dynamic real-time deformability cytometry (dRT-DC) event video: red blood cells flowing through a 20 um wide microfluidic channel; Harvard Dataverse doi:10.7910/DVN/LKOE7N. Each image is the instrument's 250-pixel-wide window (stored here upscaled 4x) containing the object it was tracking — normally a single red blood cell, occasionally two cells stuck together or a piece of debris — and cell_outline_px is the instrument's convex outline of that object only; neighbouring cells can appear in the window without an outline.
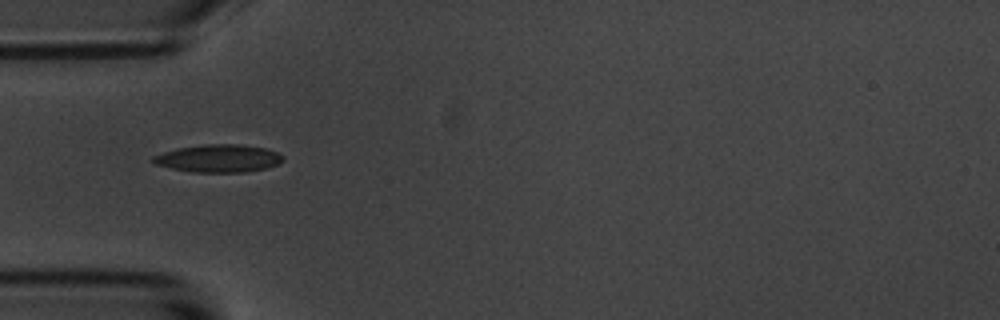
{"species": "common noctule bat (a hibernating species)", "species_latin": "Nyctalus noctula", "temperature_condition": "room temperature", "stored_images_in_passage": 8, "camera_frame_rate_fps": 3000, "um_per_image_px": 0.085, "animal": {"sex": "male", "body_mass_g": 20.1, "forearm_length_mm": 53.5}, "frame": {"image": 1, "passage_image": 2, "time_ms": 1.333, "image_size_px": [1000, 320], "cell_outline_px": [[284, 160], [276, 164], [264, 168], [244, 172], [192, 172], [172, 168], [156, 164], [152, 160], [152, 156], [176, 148], [204, 144], [240, 144], [268, 148], [284, 156]], "centroid_in_image_um": [18.58, 13.45], "position_along_channel_um": 66.4, "area_um2": 20.92}}
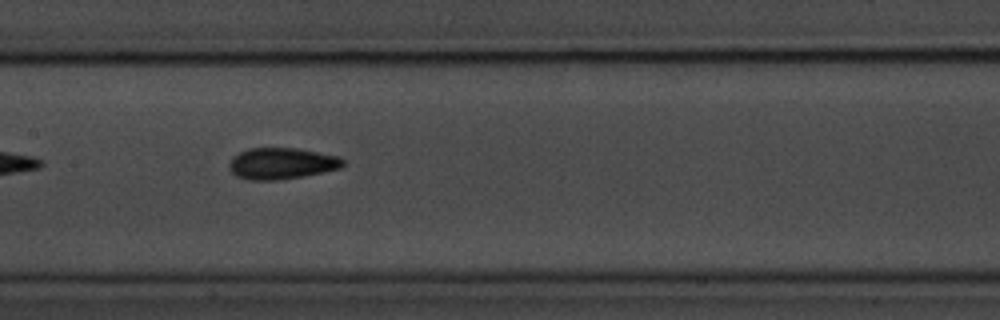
{"frame": {"image": 2, "passage_image": 5, "time_ms": 4.667, "image_size_px": [1000, 320], "cell_outline_px": [[344, 164], [340, 168], [280, 180], [248, 180], [236, 176], [228, 168], [228, 164], [232, 156], [248, 148], [300, 148], [336, 156], [344, 160]], "centroid_in_image_um": [23.87, 13.89], "position_along_channel_um": 183.5, "area_um2": 20.75}}
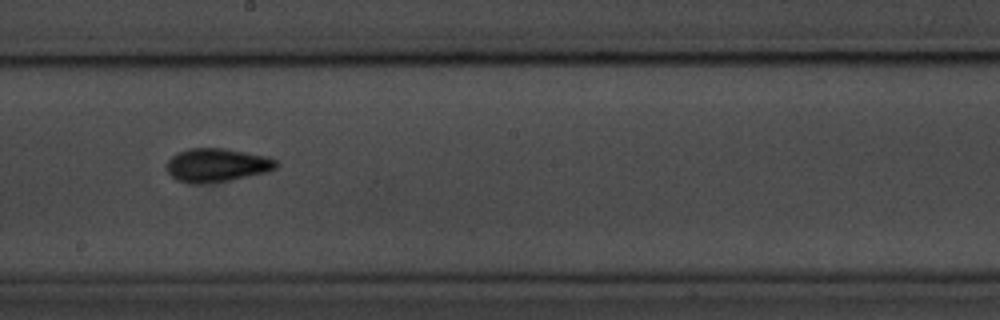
{"frame": {"image": 3, "passage_image": 6, "time_ms": 6.0, "image_size_px": [1000, 320], "cell_outline_px": [[276, 168], [264, 172], [228, 180], [200, 184], [188, 184], [176, 180], [168, 172], [168, 160], [176, 152], [188, 148], [224, 148], [264, 156], [276, 160]], "centroid_in_image_um": [18.36, 14.03], "position_along_channel_um": 229.8, "area_um2": 21.1}}